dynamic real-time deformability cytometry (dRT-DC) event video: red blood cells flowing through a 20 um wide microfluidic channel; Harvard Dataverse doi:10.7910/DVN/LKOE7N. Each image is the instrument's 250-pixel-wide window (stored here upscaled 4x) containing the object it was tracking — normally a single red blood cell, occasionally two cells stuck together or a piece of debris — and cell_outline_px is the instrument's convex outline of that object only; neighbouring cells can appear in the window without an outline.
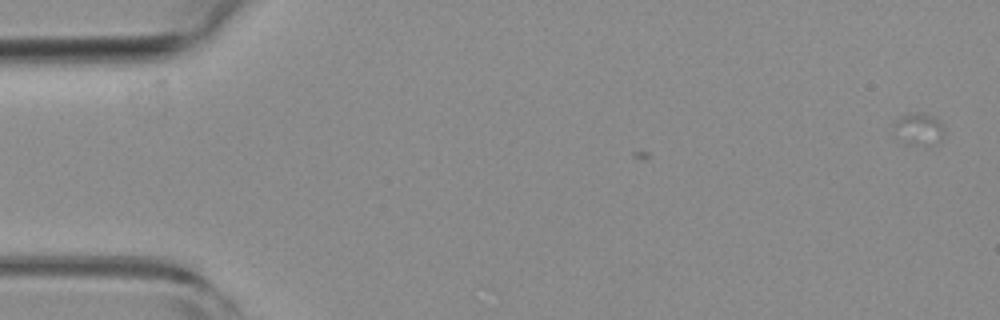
{"species": "common noctule bat (a hibernating species)", "species_latin": "Nyctalus noctula", "temperature_condition": "room temperature", "stored_images_in_passage": 8, "camera_frame_rate_fps": 3000, "um_per_image_px": 0.085, "animal": {"sex": "female", "body_mass_g": 19.3, "forearm_length_mm": 54.1}, "frame": {"image": 1, "passage_image": 2, "time_ms": 0.333, "image_size_px": [1000, 320], "cell_outline_px": [[944, 136], [936, 144], [904, 144], [896, 140], [892, 136], [892, 128], [896, 120], [900, 116], [908, 112], [924, 112], [940, 120], [944, 124]], "centroid_in_image_um": [78.03, 10.96], "position_along_channel_um": 7.0, "area_um2": 10.12}}